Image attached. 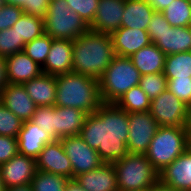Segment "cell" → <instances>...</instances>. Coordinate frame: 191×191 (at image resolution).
<instances>
[{
    "label": "cell",
    "instance_id": "obj_22",
    "mask_svg": "<svg viewBox=\"0 0 191 191\" xmlns=\"http://www.w3.org/2000/svg\"><path fill=\"white\" fill-rule=\"evenodd\" d=\"M87 115V113L77 108L55 106V140H60L64 137L78 136Z\"/></svg>",
    "mask_w": 191,
    "mask_h": 191
},
{
    "label": "cell",
    "instance_id": "obj_48",
    "mask_svg": "<svg viewBox=\"0 0 191 191\" xmlns=\"http://www.w3.org/2000/svg\"><path fill=\"white\" fill-rule=\"evenodd\" d=\"M5 4L14 5L23 9L24 12V0H4Z\"/></svg>",
    "mask_w": 191,
    "mask_h": 191
},
{
    "label": "cell",
    "instance_id": "obj_45",
    "mask_svg": "<svg viewBox=\"0 0 191 191\" xmlns=\"http://www.w3.org/2000/svg\"><path fill=\"white\" fill-rule=\"evenodd\" d=\"M145 191H181V190L167 186L166 184L159 181L157 184L152 185Z\"/></svg>",
    "mask_w": 191,
    "mask_h": 191
},
{
    "label": "cell",
    "instance_id": "obj_11",
    "mask_svg": "<svg viewBox=\"0 0 191 191\" xmlns=\"http://www.w3.org/2000/svg\"><path fill=\"white\" fill-rule=\"evenodd\" d=\"M36 172V160L19 153L0 165L1 180L5 189L31 185Z\"/></svg>",
    "mask_w": 191,
    "mask_h": 191
},
{
    "label": "cell",
    "instance_id": "obj_51",
    "mask_svg": "<svg viewBox=\"0 0 191 191\" xmlns=\"http://www.w3.org/2000/svg\"><path fill=\"white\" fill-rule=\"evenodd\" d=\"M187 107H188L189 113H191V102H190V104Z\"/></svg>",
    "mask_w": 191,
    "mask_h": 191
},
{
    "label": "cell",
    "instance_id": "obj_42",
    "mask_svg": "<svg viewBox=\"0 0 191 191\" xmlns=\"http://www.w3.org/2000/svg\"><path fill=\"white\" fill-rule=\"evenodd\" d=\"M8 84L6 58L0 56V92Z\"/></svg>",
    "mask_w": 191,
    "mask_h": 191
},
{
    "label": "cell",
    "instance_id": "obj_50",
    "mask_svg": "<svg viewBox=\"0 0 191 191\" xmlns=\"http://www.w3.org/2000/svg\"><path fill=\"white\" fill-rule=\"evenodd\" d=\"M5 5V1L4 0H0V8L2 7V6H4Z\"/></svg>",
    "mask_w": 191,
    "mask_h": 191
},
{
    "label": "cell",
    "instance_id": "obj_44",
    "mask_svg": "<svg viewBox=\"0 0 191 191\" xmlns=\"http://www.w3.org/2000/svg\"><path fill=\"white\" fill-rule=\"evenodd\" d=\"M64 191H86L75 178L68 179Z\"/></svg>",
    "mask_w": 191,
    "mask_h": 191
},
{
    "label": "cell",
    "instance_id": "obj_27",
    "mask_svg": "<svg viewBox=\"0 0 191 191\" xmlns=\"http://www.w3.org/2000/svg\"><path fill=\"white\" fill-rule=\"evenodd\" d=\"M163 73L167 79L191 78V51L166 55Z\"/></svg>",
    "mask_w": 191,
    "mask_h": 191
},
{
    "label": "cell",
    "instance_id": "obj_23",
    "mask_svg": "<svg viewBox=\"0 0 191 191\" xmlns=\"http://www.w3.org/2000/svg\"><path fill=\"white\" fill-rule=\"evenodd\" d=\"M36 106H55L56 76L42 73L23 84Z\"/></svg>",
    "mask_w": 191,
    "mask_h": 191
},
{
    "label": "cell",
    "instance_id": "obj_13",
    "mask_svg": "<svg viewBox=\"0 0 191 191\" xmlns=\"http://www.w3.org/2000/svg\"><path fill=\"white\" fill-rule=\"evenodd\" d=\"M125 0H99L96 15L89 30L111 34L121 28Z\"/></svg>",
    "mask_w": 191,
    "mask_h": 191
},
{
    "label": "cell",
    "instance_id": "obj_14",
    "mask_svg": "<svg viewBox=\"0 0 191 191\" xmlns=\"http://www.w3.org/2000/svg\"><path fill=\"white\" fill-rule=\"evenodd\" d=\"M0 101L23 122L32 119L37 107L23 84L8 83L0 92Z\"/></svg>",
    "mask_w": 191,
    "mask_h": 191
},
{
    "label": "cell",
    "instance_id": "obj_49",
    "mask_svg": "<svg viewBox=\"0 0 191 191\" xmlns=\"http://www.w3.org/2000/svg\"><path fill=\"white\" fill-rule=\"evenodd\" d=\"M0 191H5L3 182H2V180H1V174H0Z\"/></svg>",
    "mask_w": 191,
    "mask_h": 191
},
{
    "label": "cell",
    "instance_id": "obj_25",
    "mask_svg": "<svg viewBox=\"0 0 191 191\" xmlns=\"http://www.w3.org/2000/svg\"><path fill=\"white\" fill-rule=\"evenodd\" d=\"M131 60L141 75L163 72L166 55L153 43L134 53Z\"/></svg>",
    "mask_w": 191,
    "mask_h": 191
},
{
    "label": "cell",
    "instance_id": "obj_19",
    "mask_svg": "<svg viewBox=\"0 0 191 191\" xmlns=\"http://www.w3.org/2000/svg\"><path fill=\"white\" fill-rule=\"evenodd\" d=\"M53 141L54 139L46 131L39 129L33 121H25L17 137L18 152L36 160L43 147Z\"/></svg>",
    "mask_w": 191,
    "mask_h": 191
},
{
    "label": "cell",
    "instance_id": "obj_30",
    "mask_svg": "<svg viewBox=\"0 0 191 191\" xmlns=\"http://www.w3.org/2000/svg\"><path fill=\"white\" fill-rule=\"evenodd\" d=\"M53 38L46 33L27 42L24 46L23 52L28 55L39 66L43 67L49 54Z\"/></svg>",
    "mask_w": 191,
    "mask_h": 191
},
{
    "label": "cell",
    "instance_id": "obj_46",
    "mask_svg": "<svg viewBox=\"0 0 191 191\" xmlns=\"http://www.w3.org/2000/svg\"><path fill=\"white\" fill-rule=\"evenodd\" d=\"M186 131L188 148L191 149V113H189V118L186 124Z\"/></svg>",
    "mask_w": 191,
    "mask_h": 191
},
{
    "label": "cell",
    "instance_id": "obj_5",
    "mask_svg": "<svg viewBox=\"0 0 191 191\" xmlns=\"http://www.w3.org/2000/svg\"><path fill=\"white\" fill-rule=\"evenodd\" d=\"M141 76L130 57L115 55L98 80L102 103H116L130 88L139 85Z\"/></svg>",
    "mask_w": 191,
    "mask_h": 191
},
{
    "label": "cell",
    "instance_id": "obj_18",
    "mask_svg": "<svg viewBox=\"0 0 191 191\" xmlns=\"http://www.w3.org/2000/svg\"><path fill=\"white\" fill-rule=\"evenodd\" d=\"M73 40L53 39L42 72L59 75L73 72Z\"/></svg>",
    "mask_w": 191,
    "mask_h": 191
},
{
    "label": "cell",
    "instance_id": "obj_31",
    "mask_svg": "<svg viewBox=\"0 0 191 191\" xmlns=\"http://www.w3.org/2000/svg\"><path fill=\"white\" fill-rule=\"evenodd\" d=\"M68 178L37 170L31 186L33 191H64Z\"/></svg>",
    "mask_w": 191,
    "mask_h": 191
},
{
    "label": "cell",
    "instance_id": "obj_33",
    "mask_svg": "<svg viewBox=\"0 0 191 191\" xmlns=\"http://www.w3.org/2000/svg\"><path fill=\"white\" fill-rule=\"evenodd\" d=\"M23 121L0 101V135L17 138Z\"/></svg>",
    "mask_w": 191,
    "mask_h": 191
},
{
    "label": "cell",
    "instance_id": "obj_10",
    "mask_svg": "<svg viewBox=\"0 0 191 191\" xmlns=\"http://www.w3.org/2000/svg\"><path fill=\"white\" fill-rule=\"evenodd\" d=\"M61 140L64 152L70 159L73 178L98 168L104 162L99 153L91 148L80 135L64 137Z\"/></svg>",
    "mask_w": 191,
    "mask_h": 191
},
{
    "label": "cell",
    "instance_id": "obj_8",
    "mask_svg": "<svg viewBox=\"0 0 191 191\" xmlns=\"http://www.w3.org/2000/svg\"><path fill=\"white\" fill-rule=\"evenodd\" d=\"M149 112L159 126H186L189 118L187 105L168 89L151 100Z\"/></svg>",
    "mask_w": 191,
    "mask_h": 191
},
{
    "label": "cell",
    "instance_id": "obj_1",
    "mask_svg": "<svg viewBox=\"0 0 191 191\" xmlns=\"http://www.w3.org/2000/svg\"><path fill=\"white\" fill-rule=\"evenodd\" d=\"M128 133V113L115 103H102L87 115L79 135L104 163H114L128 154Z\"/></svg>",
    "mask_w": 191,
    "mask_h": 191
},
{
    "label": "cell",
    "instance_id": "obj_47",
    "mask_svg": "<svg viewBox=\"0 0 191 191\" xmlns=\"http://www.w3.org/2000/svg\"><path fill=\"white\" fill-rule=\"evenodd\" d=\"M5 191H33V188L31 185H25V186L6 188Z\"/></svg>",
    "mask_w": 191,
    "mask_h": 191
},
{
    "label": "cell",
    "instance_id": "obj_12",
    "mask_svg": "<svg viewBox=\"0 0 191 191\" xmlns=\"http://www.w3.org/2000/svg\"><path fill=\"white\" fill-rule=\"evenodd\" d=\"M37 170L73 178L70 159L64 152L61 140L46 144L36 159Z\"/></svg>",
    "mask_w": 191,
    "mask_h": 191
},
{
    "label": "cell",
    "instance_id": "obj_37",
    "mask_svg": "<svg viewBox=\"0 0 191 191\" xmlns=\"http://www.w3.org/2000/svg\"><path fill=\"white\" fill-rule=\"evenodd\" d=\"M167 89L187 106L191 102V78L168 79Z\"/></svg>",
    "mask_w": 191,
    "mask_h": 191
},
{
    "label": "cell",
    "instance_id": "obj_43",
    "mask_svg": "<svg viewBox=\"0 0 191 191\" xmlns=\"http://www.w3.org/2000/svg\"><path fill=\"white\" fill-rule=\"evenodd\" d=\"M157 12L167 8L174 0H146Z\"/></svg>",
    "mask_w": 191,
    "mask_h": 191
},
{
    "label": "cell",
    "instance_id": "obj_39",
    "mask_svg": "<svg viewBox=\"0 0 191 191\" xmlns=\"http://www.w3.org/2000/svg\"><path fill=\"white\" fill-rule=\"evenodd\" d=\"M18 153L17 138L0 135V165L8 162Z\"/></svg>",
    "mask_w": 191,
    "mask_h": 191
},
{
    "label": "cell",
    "instance_id": "obj_9",
    "mask_svg": "<svg viewBox=\"0 0 191 191\" xmlns=\"http://www.w3.org/2000/svg\"><path fill=\"white\" fill-rule=\"evenodd\" d=\"M128 153L146 154L159 125L149 111L128 113Z\"/></svg>",
    "mask_w": 191,
    "mask_h": 191
},
{
    "label": "cell",
    "instance_id": "obj_21",
    "mask_svg": "<svg viewBox=\"0 0 191 191\" xmlns=\"http://www.w3.org/2000/svg\"><path fill=\"white\" fill-rule=\"evenodd\" d=\"M6 70L8 83L12 84H24L43 73L42 67L23 51L6 57Z\"/></svg>",
    "mask_w": 191,
    "mask_h": 191
},
{
    "label": "cell",
    "instance_id": "obj_17",
    "mask_svg": "<svg viewBox=\"0 0 191 191\" xmlns=\"http://www.w3.org/2000/svg\"><path fill=\"white\" fill-rule=\"evenodd\" d=\"M159 181L181 191H191V149L159 173Z\"/></svg>",
    "mask_w": 191,
    "mask_h": 191
},
{
    "label": "cell",
    "instance_id": "obj_6",
    "mask_svg": "<svg viewBox=\"0 0 191 191\" xmlns=\"http://www.w3.org/2000/svg\"><path fill=\"white\" fill-rule=\"evenodd\" d=\"M187 149L186 126H159L145 155L160 173Z\"/></svg>",
    "mask_w": 191,
    "mask_h": 191
},
{
    "label": "cell",
    "instance_id": "obj_4",
    "mask_svg": "<svg viewBox=\"0 0 191 191\" xmlns=\"http://www.w3.org/2000/svg\"><path fill=\"white\" fill-rule=\"evenodd\" d=\"M113 166L119 191H145L159 182V172L144 154L128 153Z\"/></svg>",
    "mask_w": 191,
    "mask_h": 191
},
{
    "label": "cell",
    "instance_id": "obj_15",
    "mask_svg": "<svg viewBox=\"0 0 191 191\" xmlns=\"http://www.w3.org/2000/svg\"><path fill=\"white\" fill-rule=\"evenodd\" d=\"M151 43L165 55L191 51V29L189 27H171L163 33H148Z\"/></svg>",
    "mask_w": 191,
    "mask_h": 191
},
{
    "label": "cell",
    "instance_id": "obj_26",
    "mask_svg": "<svg viewBox=\"0 0 191 191\" xmlns=\"http://www.w3.org/2000/svg\"><path fill=\"white\" fill-rule=\"evenodd\" d=\"M19 39V44H26L44 34V18L23 14L12 27Z\"/></svg>",
    "mask_w": 191,
    "mask_h": 191
},
{
    "label": "cell",
    "instance_id": "obj_28",
    "mask_svg": "<svg viewBox=\"0 0 191 191\" xmlns=\"http://www.w3.org/2000/svg\"><path fill=\"white\" fill-rule=\"evenodd\" d=\"M151 100L139 85L130 88L115 103L127 113L145 112L150 110Z\"/></svg>",
    "mask_w": 191,
    "mask_h": 191
},
{
    "label": "cell",
    "instance_id": "obj_38",
    "mask_svg": "<svg viewBox=\"0 0 191 191\" xmlns=\"http://www.w3.org/2000/svg\"><path fill=\"white\" fill-rule=\"evenodd\" d=\"M23 14V9L20 7L10 4L2 6L0 8V31L13 27Z\"/></svg>",
    "mask_w": 191,
    "mask_h": 191
},
{
    "label": "cell",
    "instance_id": "obj_16",
    "mask_svg": "<svg viewBox=\"0 0 191 191\" xmlns=\"http://www.w3.org/2000/svg\"><path fill=\"white\" fill-rule=\"evenodd\" d=\"M110 35L114 53L117 56L131 57L141 48L151 44L150 36L146 30L121 27Z\"/></svg>",
    "mask_w": 191,
    "mask_h": 191
},
{
    "label": "cell",
    "instance_id": "obj_34",
    "mask_svg": "<svg viewBox=\"0 0 191 191\" xmlns=\"http://www.w3.org/2000/svg\"><path fill=\"white\" fill-rule=\"evenodd\" d=\"M54 110L55 106H37L31 121L55 140Z\"/></svg>",
    "mask_w": 191,
    "mask_h": 191
},
{
    "label": "cell",
    "instance_id": "obj_24",
    "mask_svg": "<svg viewBox=\"0 0 191 191\" xmlns=\"http://www.w3.org/2000/svg\"><path fill=\"white\" fill-rule=\"evenodd\" d=\"M155 12L146 0H125L121 27L146 30Z\"/></svg>",
    "mask_w": 191,
    "mask_h": 191
},
{
    "label": "cell",
    "instance_id": "obj_40",
    "mask_svg": "<svg viewBox=\"0 0 191 191\" xmlns=\"http://www.w3.org/2000/svg\"><path fill=\"white\" fill-rule=\"evenodd\" d=\"M48 4V0H24V13L44 18Z\"/></svg>",
    "mask_w": 191,
    "mask_h": 191
},
{
    "label": "cell",
    "instance_id": "obj_2",
    "mask_svg": "<svg viewBox=\"0 0 191 191\" xmlns=\"http://www.w3.org/2000/svg\"><path fill=\"white\" fill-rule=\"evenodd\" d=\"M115 56L111 35L88 30L73 40V72L99 80Z\"/></svg>",
    "mask_w": 191,
    "mask_h": 191
},
{
    "label": "cell",
    "instance_id": "obj_32",
    "mask_svg": "<svg viewBox=\"0 0 191 191\" xmlns=\"http://www.w3.org/2000/svg\"><path fill=\"white\" fill-rule=\"evenodd\" d=\"M168 79L163 72L142 75L139 81L140 88L150 100L167 90Z\"/></svg>",
    "mask_w": 191,
    "mask_h": 191
},
{
    "label": "cell",
    "instance_id": "obj_20",
    "mask_svg": "<svg viewBox=\"0 0 191 191\" xmlns=\"http://www.w3.org/2000/svg\"><path fill=\"white\" fill-rule=\"evenodd\" d=\"M86 191H119L113 163H103L92 171L75 177Z\"/></svg>",
    "mask_w": 191,
    "mask_h": 191
},
{
    "label": "cell",
    "instance_id": "obj_35",
    "mask_svg": "<svg viewBox=\"0 0 191 191\" xmlns=\"http://www.w3.org/2000/svg\"><path fill=\"white\" fill-rule=\"evenodd\" d=\"M25 44H19L18 36L11 27L0 31V56L8 57L15 53L22 52Z\"/></svg>",
    "mask_w": 191,
    "mask_h": 191
},
{
    "label": "cell",
    "instance_id": "obj_41",
    "mask_svg": "<svg viewBox=\"0 0 191 191\" xmlns=\"http://www.w3.org/2000/svg\"><path fill=\"white\" fill-rule=\"evenodd\" d=\"M172 26L167 22L161 12L155 11L151 17V21L147 27L148 33H163Z\"/></svg>",
    "mask_w": 191,
    "mask_h": 191
},
{
    "label": "cell",
    "instance_id": "obj_3",
    "mask_svg": "<svg viewBox=\"0 0 191 191\" xmlns=\"http://www.w3.org/2000/svg\"><path fill=\"white\" fill-rule=\"evenodd\" d=\"M55 76V106L73 107L90 114L102 104L97 79L75 72Z\"/></svg>",
    "mask_w": 191,
    "mask_h": 191
},
{
    "label": "cell",
    "instance_id": "obj_36",
    "mask_svg": "<svg viewBox=\"0 0 191 191\" xmlns=\"http://www.w3.org/2000/svg\"><path fill=\"white\" fill-rule=\"evenodd\" d=\"M70 10L77 13L89 26L97 11L99 0H66Z\"/></svg>",
    "mask_w": 191,
    "mask_h": 191
},
{
    "label": "cell",
    "instance_id": "obj_7",
    "mask_svg": "<svg viewBox=\"0 0 191 191\" xmlns=\"http://www.w3.org/2000/svg\"><path fill=\"white\" fill-rule=\"evenodd\" d=\"M89 26L70 10L66 0H50L44 17V32L53 39L75 40L85 34Z\"/></svg>",
    "mask_w": 191,
    "mask_h": 191
},
{
    "label": "cell",
    "instance_id": "obj_29",
    "mask_svg": "<svg viewBox=\"0 0 191 191\" xmlns=\"http://www.w3.org/2000/svg\"><path fill=\"white\" fill-rule=\"evenodd\" d=\"M161 13L173 27L191 26V0H174Z\"/></svg>",
    "mask_w": 191,
    "mask_h": 191
}]
</instances>
